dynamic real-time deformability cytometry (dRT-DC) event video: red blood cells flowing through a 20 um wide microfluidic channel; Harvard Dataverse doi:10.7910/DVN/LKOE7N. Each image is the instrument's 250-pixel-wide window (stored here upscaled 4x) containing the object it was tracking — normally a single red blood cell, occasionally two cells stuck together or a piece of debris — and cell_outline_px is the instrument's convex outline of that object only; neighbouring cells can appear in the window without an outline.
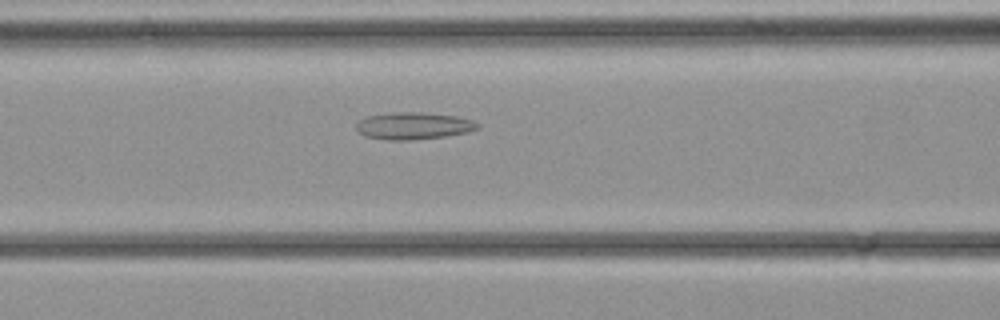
{"species": "common noctule bat (a hibernating species)", "species_latin": "Nyctalus noctula", "temperature_condition": "cold", "stored_images_in_passage": 27, "camera_frame_rate_fps": 3000, "um_per_image_px": 0.085, "animal": {"sex": "female", "body_mass_g": 21.9}, "frame": {"image": 1, "passage_image": 6, "time_ms": 1.667, "image_size_px": [1000, 320], "cell_outline_px": [[480, 128], [468, 132], [444, 136], [408, 140], [388, 140], [364, 136], [356, 128], [356, 124], [360, 120], [368, 116], [392, 112], [420, 112], [456, 116], [472, 120], [480, 124]], "centroid_in_image_um": [35.16, 10.69], "position_along_channel_um": 131.4, "area_um2": 19.07}}
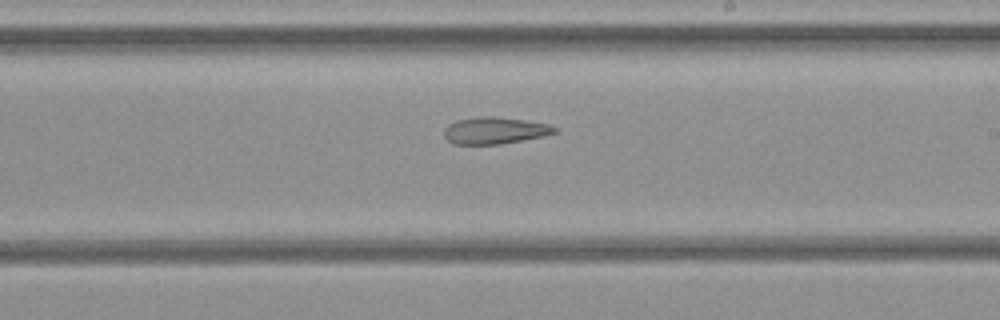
{"frame": {"image": 2, "passage_image": 12, "time_ms": 3.667, "image_size_px": [1000, 320], "cell_outline_px": [[556, 132], [544, 136], [500, 144], [452, 144], [444, 136], [444, 128], [448, 124], [456, 120], [480, 116], [496, 116], [524, 120], [548, 124], [556, 128]], "centroid_in_image_um": [42.01, 11.09], "position_along_channel_um": 247.0, "area_um2": 17.28}}
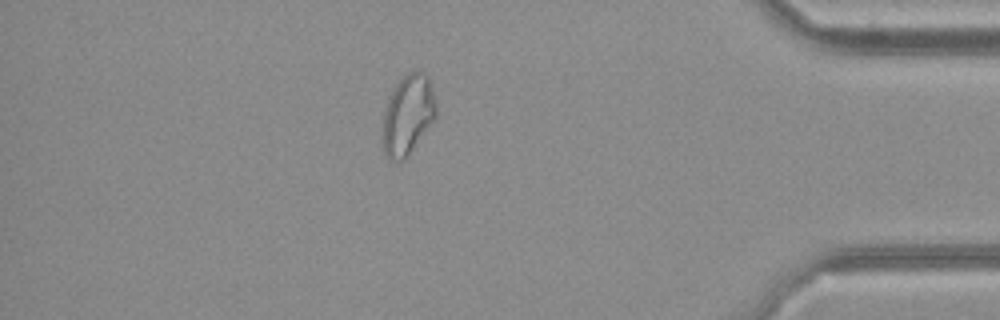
{"frame": {"image": 3, "passage_image": 22, "time_ms": 7.0, "image_size_px": [1000, 320], "cell_outline_px": [[436, 116], [408, 156], [404, 160], [388, 160], [384, 152], [384, 112], [388, 96], [396, 84], [412, 68], [424, 72], [428, 76], [432, 88], [436, 104]], "centroid_in_image_um": [34.68, 9.72], "position_along_channel_um": 400.5, "area_um2": 24.74}}